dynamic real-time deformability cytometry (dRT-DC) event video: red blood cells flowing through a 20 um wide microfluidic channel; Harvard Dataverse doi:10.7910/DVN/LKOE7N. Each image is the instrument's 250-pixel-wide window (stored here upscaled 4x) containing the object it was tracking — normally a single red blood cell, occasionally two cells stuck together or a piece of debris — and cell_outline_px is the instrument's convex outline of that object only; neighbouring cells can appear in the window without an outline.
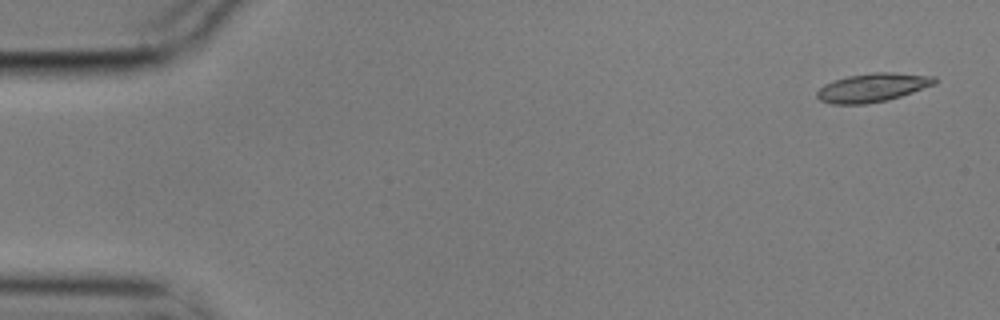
{"species": "common noctule bat (a hibernating species)", "species_latin": "Nyctalus noctula", "temperature_condition": "cold", "stored_images_in_passage": 5, "camera_frame_rate_fps": 3000, "um_per_image_px": 0.085, "animal": {"sex": "male", "body_mass_g": 17.9}, "frame": {"image": 1, "passage_image": 1, "time_ms": 0.0, "image_size_px": [1000, 320], "cell_outline_px": [[936, 84], [888, 100], [864, 104], [832, 104], [820, 100], [816, 96], [816, 92], [824, 84], [848, 76], [872, 72], [892, 72], [936, 76]], "centroid_in_image_um": [74.17, 7.44], "position_along_channel_um": 10.8, "area_um2": 19.59}}
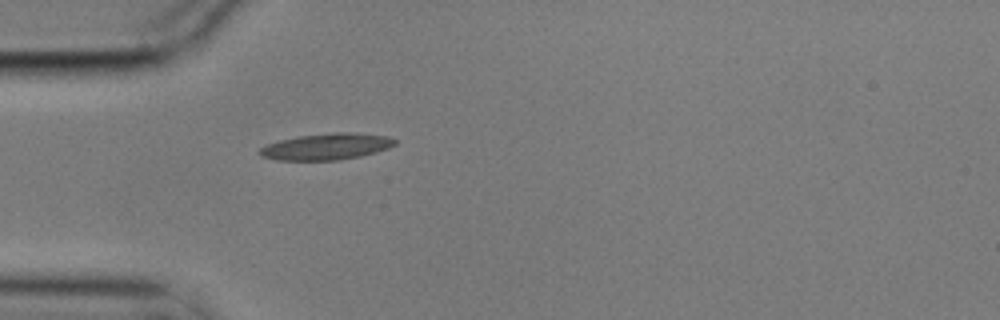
{"frame": {"image": 2, "passage_image": 5, "time_ms": 1.333, "image_size_px": [1000, 320], "cell_outline_px": [[396, 144], [388, 148], [376, 152], [360, 156], [340, 160], [276, 160], [260, 156], [256, 152], [260, 148], [268, 144], [280, 140], [296, 136], [336, 132], [348, 132], [388, 136], [396, 140]], "centroid_in_image_um": [27.72, 12.46], "position_along_channel_um": 57.3, "area_um2": 20.87}}